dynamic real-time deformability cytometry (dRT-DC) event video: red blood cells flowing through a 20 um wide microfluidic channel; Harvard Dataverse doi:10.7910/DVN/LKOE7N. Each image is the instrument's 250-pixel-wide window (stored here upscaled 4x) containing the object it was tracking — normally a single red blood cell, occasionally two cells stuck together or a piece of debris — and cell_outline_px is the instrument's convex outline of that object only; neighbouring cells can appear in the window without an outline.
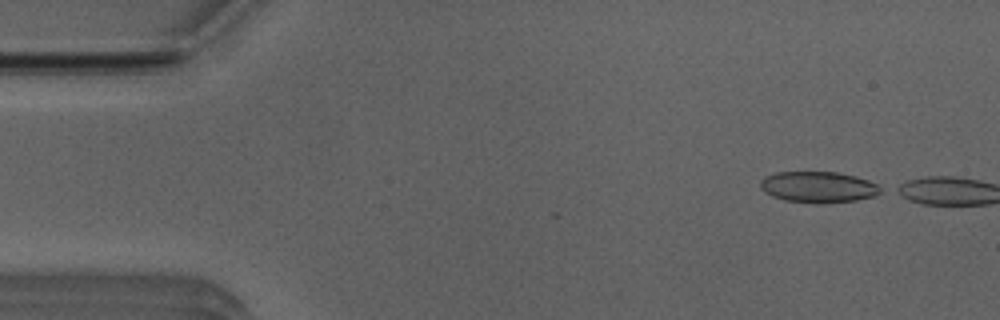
{"species": "Egyptian fruit bat (a non-hibernating species)", "species_latin": "Rousettus aegyptiacus", "temperature_condition": "room temperature", "stored_images_in_passage": 6, "camera_frame_rate_fps": 3000, "um_per_image_px": 0.085, "animal": {"sex": "male"}, "frame": {"image": 1, "passage_image": 1, "time_ms": 0.0, "image_size_px": [1000, 320], "cell_outline_px": [[884, 192], [876, 196], [856, 200], [824, 204], [816, 204], [784, 200], [772, 196], [764, 192], [760, 188], [760, 180], [764, 176], [776, 172], [836, 172], [856, 176], [868, 180], [884, 188]], "centroid_in_image_um": [69.57, 15.91], "position_along_channel_um": 15.4, "area_um2": 22.25}}